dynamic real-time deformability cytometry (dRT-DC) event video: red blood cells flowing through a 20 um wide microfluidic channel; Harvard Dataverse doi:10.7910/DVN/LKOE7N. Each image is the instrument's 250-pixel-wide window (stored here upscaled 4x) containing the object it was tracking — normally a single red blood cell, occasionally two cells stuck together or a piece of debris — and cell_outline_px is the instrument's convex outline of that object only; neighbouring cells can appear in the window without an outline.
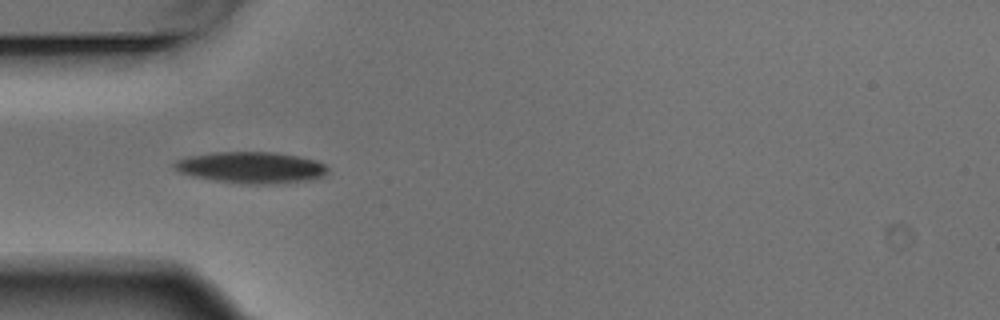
{"species": "Egyptian fruit bat (a non-hibernating species)", "species_latin": "Rousettus aegyptiacus", "temperature_condition": "warm", "stored_images_in_passage": 5, "camera_frame_rate_fps": 3000, "um_per_image_px": 0.085, "animal": {"sex": "male"}, "frame": {"image": 1, "passage_image": 5, "time_ms": 1.333, "image_size_px": [1000, 320], "cell_outline_px": [[328, 172], [324, 176], [312, 180], [268, 184], [244, 184], [212, 180], [192, 176], [180, 172], [172, 164], [176, 160], [188, 156], [212, 152], [276, 152], [300, 156], [316, 160], [324, 164], [328, 168]], "centroid_in_image_um": [21.37, 14.24], "position_along_channel_um": 63.6, "area_um2": 28.32}}